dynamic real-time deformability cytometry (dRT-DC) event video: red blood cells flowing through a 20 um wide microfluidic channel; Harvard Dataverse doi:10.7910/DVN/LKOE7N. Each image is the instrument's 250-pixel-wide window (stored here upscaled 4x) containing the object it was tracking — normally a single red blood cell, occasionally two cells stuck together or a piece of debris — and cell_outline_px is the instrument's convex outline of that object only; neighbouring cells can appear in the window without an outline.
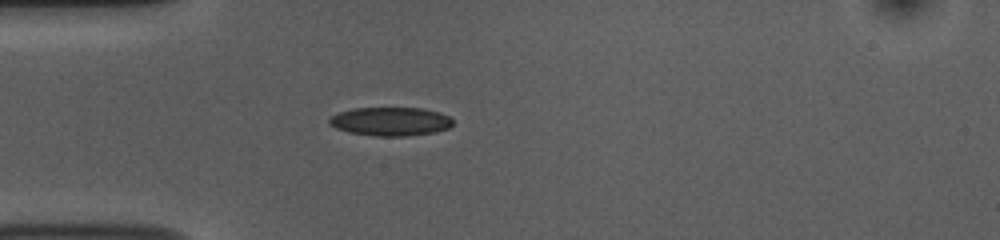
{"species": "common noctule bat (a hibernating species)", "species_latin": "Nyctalus noctula", "temperature_condition": "room temperature", "stored_images_in_passage": 39, "camera_frame_rate_fps": 3000, "um_per_image_px": 0.085, "animal": {"sex": "female", "body_mass_g": 10.0, "forearm_length_mm": 53.1}, "frame": {"image": 1, "passage_image": 1, "time_ms": 0.0, "image_size_px": [1000, 240], "cell_outline_px": [[452, 124], [448, 128], [436, 132], [408, 136], [376, 136], [348, 132], [336, 128], [328, 124], [328, 120], [332, 116], [340, 112], [352, 108], [424, 108], [440, 112], [448, 116], [452, 120]], "centroid_in_image_um": [33.19, 10.32], "position_along_channel_um": 51.8, "area_um2": 20.69}}
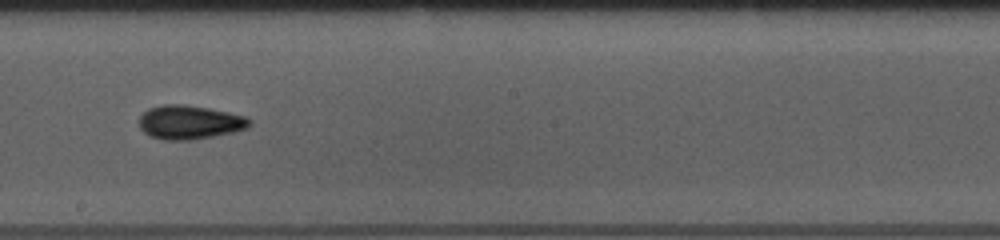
{"frame": {"image": 2, "passage_image": 16, "time_ms": 5.0, "image_size_px": [1000, 240], "cell_outline_px": [[252, 124], [248, 128], [236, 132], [192, 140], [164, 140], [148, 136], [140, 128], [140, 116], [148, 108], [164, 104], [180, 104], [208, 108], [248, 116], [252, 120]], "centroid_in_image_um": [16.16, 10.4], "position_along_channel_um": 232.0, "area_um2": 22.08}}
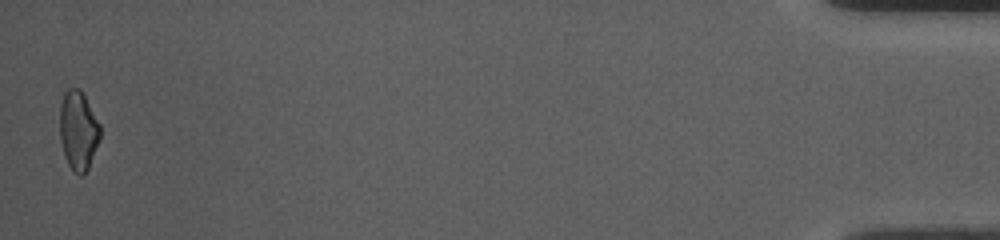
{"frame": {"image": 3, "passage_image": 39, "time_ms": 12.667, "image_size_px": [1000, 240], "cell_outline_px": [[100, 140], [88, 168], [80, 176], [68, 164], [64, 156], [60, 140], [60, 104], [64, 92], [68, 88], [80, 88], [100, 124]], "centroid_in_image_um": [6.65, 11.06], "position_along_channel_um": 428.6, "area_um2": 18.55}, "authors_computed_cell_mechanics": {"area_um2": 19.8832, "velocity_mm_per_s": 3.7578, "shape_relaxation_time_tau1_ms": 3.0995, "shape_relaxation_time_tau2_ms": 7.7603, "deformation_change_tau1": 0.0973, "deformation_change_tau2": 0.1467}}